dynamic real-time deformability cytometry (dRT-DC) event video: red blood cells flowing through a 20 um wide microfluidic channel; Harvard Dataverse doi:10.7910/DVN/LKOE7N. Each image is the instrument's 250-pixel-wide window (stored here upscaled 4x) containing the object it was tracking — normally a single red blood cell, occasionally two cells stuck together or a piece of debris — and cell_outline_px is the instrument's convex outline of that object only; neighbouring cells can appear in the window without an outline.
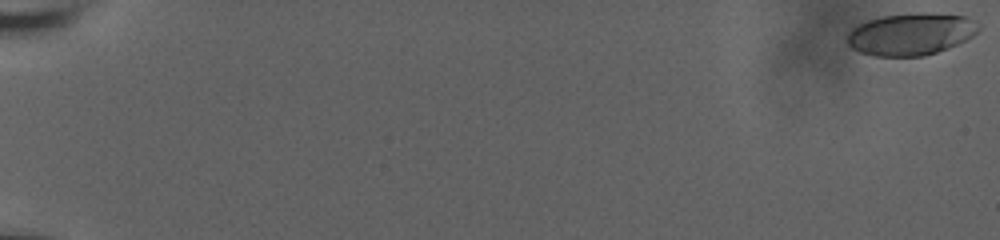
{"species": "human", "species_latin": "Homo sapiens", "temperature_condition": "room temperature", "stored_images_in_passage": 32, "camera_frame_rate_fps": 3000, "um_per_image_px": 0.085, "donor": {"sex": "male"}, "frame": {"image": 1, "passage_image": 1, "time_ms": 0.0, "image_size_px": [1000, 240], "cell_outline_px": [[980, 28], [972, 36], [948, 48], [924, 56], [872, 56], [860, 52], [852, 48], [848, 44], [848, 32], [852, 28], [868, 20], [884, 16], [968, 16], [980, 24]], "centroid_in_image_um": [77.39, 2.96], "position_along_channel_um": 7.6, "area_um2": 30.92}}
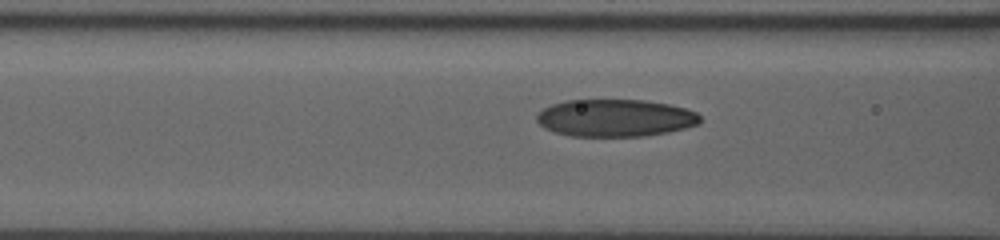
{"frame": {"image": 2, "passage_image": 28, "time_ms": 9.0, "image_size_px": [1000, 240], "cell_outline_px": [[700, 124], [668, 132], [644, 136], [572, 136], [556, 132], [544, 128], [536, 120], [536, 116], [544, 108], [552, 104], [564, 100], [644, 100], [668, 104], [684, 108], [696, 112], [700, 116]], "centroid_in_image_um": [52.29, 10.02], "position_along_channel_um": 114.3, "area_um2": 35.49}}
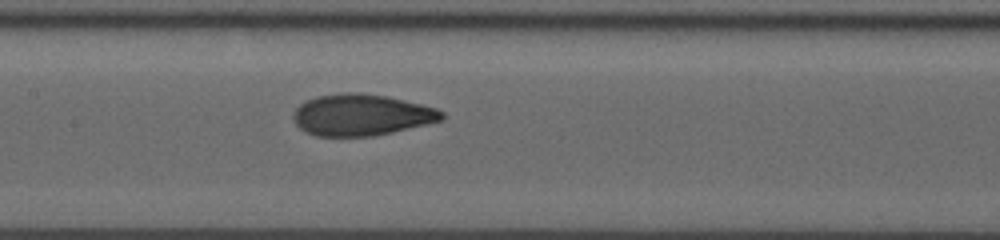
{"frame": {"image": 3, "passage_image": 32, "time_ms": 10.333, "image_size_px": [1000, 240], "cell_outline_px": [[444, 116], [440, 120], [392, 132], [372, 136], [316, 136], [304, 132], [296, 124], [292, 116], [296, 108], [300, 104], [316, 96], [344, 92], [356, 92], [388, 96], [436, 108], [444, 112]], "centroid_in_image_um": [30.68, 9.76], "position_along_channel_um": 176.7, "area_um2": 35.66}}